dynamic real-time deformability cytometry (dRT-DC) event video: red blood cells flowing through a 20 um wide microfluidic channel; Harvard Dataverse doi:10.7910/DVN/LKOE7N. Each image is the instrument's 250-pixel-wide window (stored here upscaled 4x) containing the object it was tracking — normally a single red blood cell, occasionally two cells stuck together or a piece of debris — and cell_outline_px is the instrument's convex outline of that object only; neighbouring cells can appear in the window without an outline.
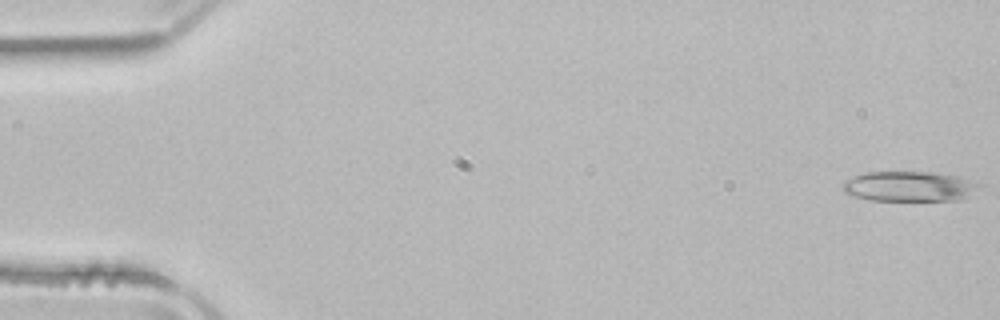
{"species": "common noctule bat (a hibernating species)", "species_latin": "Nyctalus noctula", "temperature_condition": "room temperature", "stored_images_in_passage": 47, "camera_frame_rate_fps": 3000, "um_per_image_px": 0.085, "animal": {"sex": "male", "body_mass_g": 21.5, "forearm_length_mm": 52.0}, "frame": {"image": 1, "passage_image": 1, "time_ms": 0.0, "image_size_px": [1000, 320], "cell_outline_px": [[984, 188], [960, 200], [868, 200], [852, 196], [844, 192], [844, 180], [864, 172], [936, 172], [956, 176], [984, 184]], "centroid_in_image_um": [77.35, 15.84], "position_along_channel_um": 7.6, "area_um2": 24.22}}
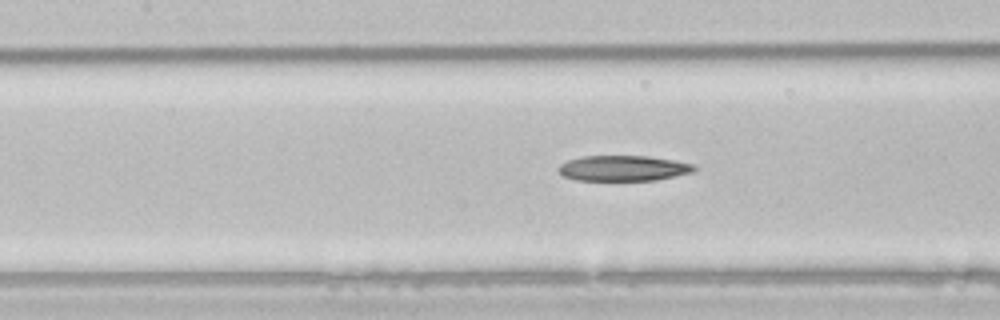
{"frame": {"image": 2, "passage_image": 23, "time_ms": 7.333, "image_size_px": [1000, 320], "cell_outline_px": [[696, 168], [692, 172], [656, 180], [576, 180], [564, 176], [556, 172], [556, 168], [560, 164], [568, 160], [584, 156], [648, 156], [672, 160], [692, 164]], "centroid_in_image_um": [52.91, 14.3], "position_along_channel_um": 154.5, "area_um2": 20.06}}
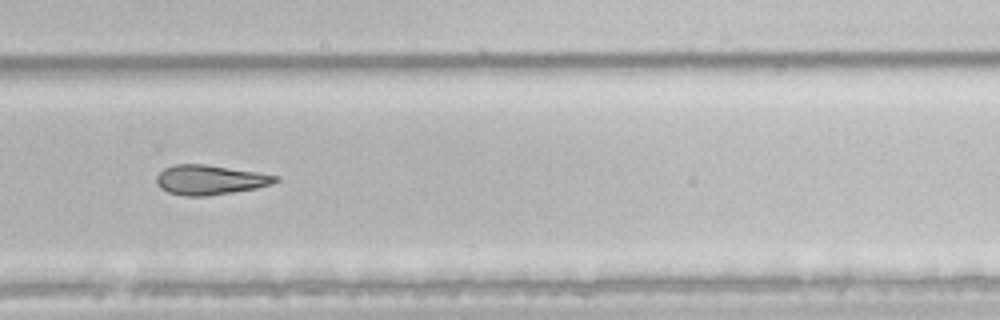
{"frame": {"image": 3, "passage_image": 35, "time_ms": 11.333, "image_size_px": [1000, 320], "cell_outline_px": [[280, 180], [272, 184], [256, 188], [208, 196], [184, 196], [168, 192], [160, 188], [156, 184], [156, 176], [164, 168], [172, 164], [204, 164], [256, 172], [280, 176]], "centroid_in_image_um": [17.83, 15.29], "position_along_channel_um": 312.0, "area_um2": 20.63}, "authors_computed_cell_mechanics": {"area_um2": 22.3108, "velocity_mm_per_s": 3.9525, "shape_relaxation_time_tau1_ms": null, "shape_relaxation_time_tau2_ms": 6.5923, "deformation_change_tau1": null, "deformation_change_tau2": 0.1971}}